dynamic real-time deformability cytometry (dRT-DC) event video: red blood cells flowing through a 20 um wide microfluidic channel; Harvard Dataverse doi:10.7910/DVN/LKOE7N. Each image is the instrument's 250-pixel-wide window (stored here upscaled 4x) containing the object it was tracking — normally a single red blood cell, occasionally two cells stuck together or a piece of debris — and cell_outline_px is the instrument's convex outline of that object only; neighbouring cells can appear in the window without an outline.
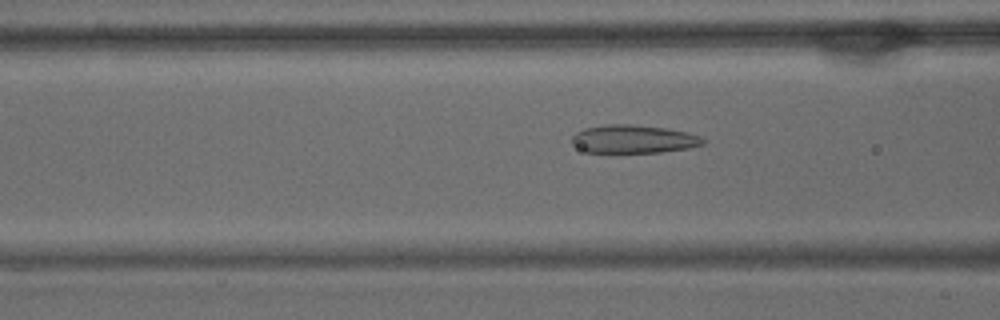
{"species": "common noctule bat (a hibernating species)", "species_latin": "Nyctalus noctula", "temperature_condition": "warm", "stored_images_in_passage": 56, "camera_frame_rate_fps": 3000, "um_per_image_px": 0.085, "animal": {"sex": "male", "body_mass_g": 15.6}, "frame": {"image": 1, "passage_image": 21, "time_ms": 6.667, "image_size_px": [1000, 320], "cell_outline_px": [[704, 144], [688, 148], [660, 152], [584, 152], [572, 144], [572, 136], [576, 132], [584, 128], [604, 124], [628, 124], [664, 128], [688, 132], [700, 136], [704, 140]], "centroid_in_image_um": [53.81, 11.82], "position_along_channel_um": 112.8, "area_um2": 21.5}}
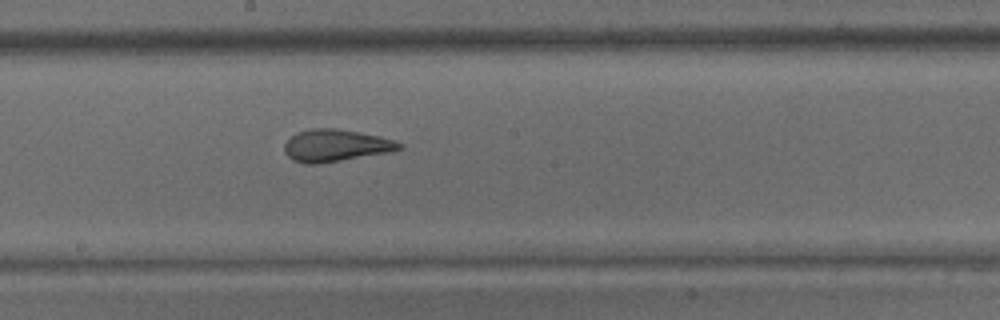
{"frame": {"image": 2, "passage_image": 30, "time_ms": 9.667, "image_size_px": [1000, 320], "cell_outline_px": [[404, 148], [392, 152], [320, 164], [304, 164], [292, 160], [284, 152], [284, 144], [296, 132], [312, 128], [336, 128], [380, 136], [404, 144]], "centroid_in_image_um": [28.54, 12.38], "position_along_channel_um": 219.7, "area_um2": 21.79}}
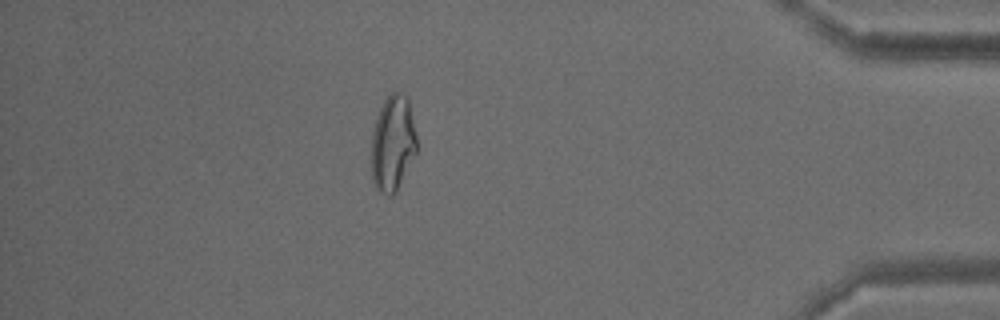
{"frame": {"image": 3, "passage_image": 49, "time_ms": 16.0, "image_size_px": [1000, 320], "cell_outline_px": [[416, 156], [396, 192], [392, 196], [388, 196], [380, 192], [376, 188], [372, 180], [372, 132], [380, 108], [384, 100], [392, 92], [400, 92], [408, 100], [416, 136]], "centroid_in_image_um": [33.39, 12.24], "position_along_channel_um": 401.8, "area_um2": 25.26}, "authors_computed_cell_mechanics": {"area_um2": 24.8251, "velocity_mm_per_s": 3.5528, "shape_relaxation_time_tau1_ms": null, "shape_relaxation_time_tau2_ms": 1.2034, "deformation_change_tau1": null, "deformation_change_tau2": 0.0856}}